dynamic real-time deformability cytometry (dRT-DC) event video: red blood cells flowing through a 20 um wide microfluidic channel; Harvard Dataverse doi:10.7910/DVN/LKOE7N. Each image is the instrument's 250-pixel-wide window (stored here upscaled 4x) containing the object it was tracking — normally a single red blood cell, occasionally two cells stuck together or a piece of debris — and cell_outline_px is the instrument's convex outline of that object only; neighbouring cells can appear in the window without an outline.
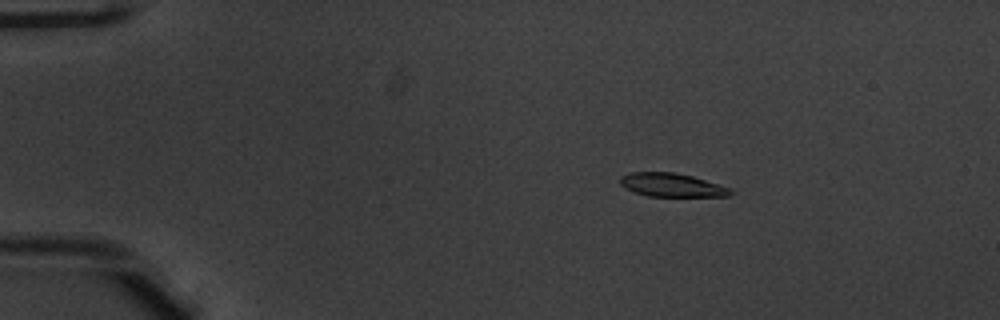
{"species": "common noctule bat (a hibernating species)", "species_latin": "Nyctalus noctula", "temperature_condition": "warm", "stored_images_in_passage": 52, "camera_frame_rate_fps": 3000, "um_per_image_px": 0.085, "animal": {"sex": "male", "body_mass_g": 20.1, "forearm_length_mm": 53.5}, "frame": {"image": 1, "passage_image": 9, "time_ms": 2.667, "image_size_px": [1000, 320], "cell_outline_px": [[736, 192], [728, 196], [648, 196], [624, 188], [620, 184], [620, 176], [632, 172], [676, 172], [692, 176], [732, 188]], "centroid_in_image_um": [57.13, 15.72], "position_along_channel_um": 27.9, "area_um2": 15.2}}
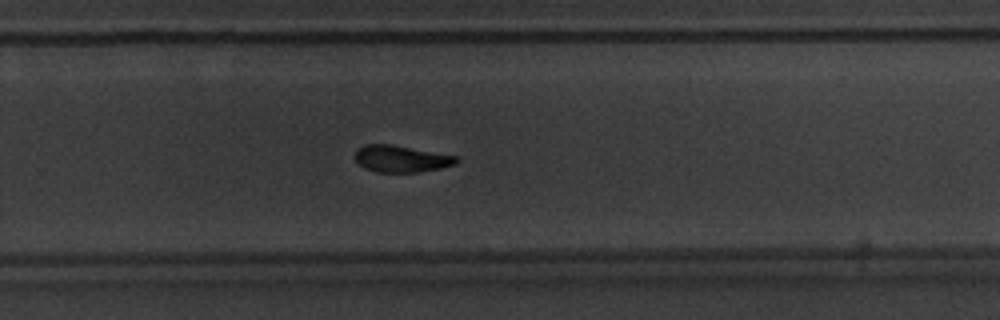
{"frame": {"image": 2, "passage_image": 35, "time_ms": 11.333, "image_size_px": [1000, 320], "cell_outline_px": [[460, 160], [456, 164], [440, 168], [416, 172], [376, 172], [364, 168], [356, 160], [356, 148], [364, 144], [392, 144], [456, 156]], "centroid_in_image_um": [34.09, 13.49], "position_along_channel_um": 295.7, "area_um2": 15.78}}
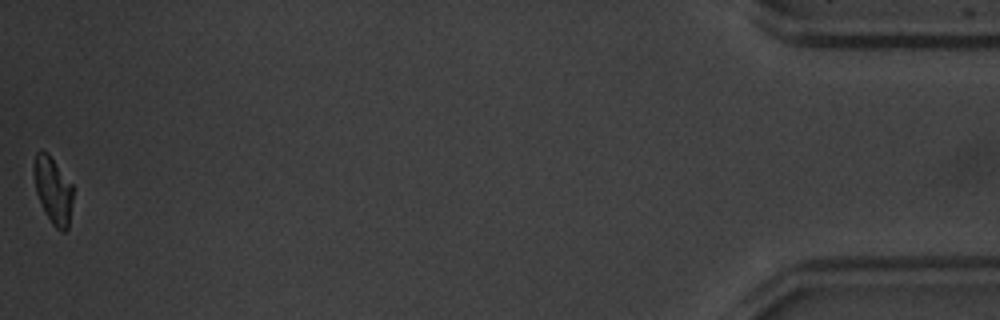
{"frame": {"image": 3, "passage_image": 52, "time_ms": 17.0, "image_size_px": [1000, 320], "cell_outline_px": [[72, 200], [68, 228], [64, 232], [60, 232], [52, 224], [36, 192], [32, 172], [32, 164], [36, 152], [40, 148], [48, 152], [72, 184]], "centroid_in_image_um": [4.48, 16.1], "position_along_channel_um": 430.7, "area_um2": 15.32}, "authors_computed_cell_mechanics": {"area_um2": 16.5308, "velocity_mm_per_s": 3.9358, "shape_relaxation_time_tau1_ms": 3.1169, "shape_relaxation_time_tau2_ms": 5.4725, "deformation_change_tau1": 0.1525, "deformation_change_tau2": 0.1237}}